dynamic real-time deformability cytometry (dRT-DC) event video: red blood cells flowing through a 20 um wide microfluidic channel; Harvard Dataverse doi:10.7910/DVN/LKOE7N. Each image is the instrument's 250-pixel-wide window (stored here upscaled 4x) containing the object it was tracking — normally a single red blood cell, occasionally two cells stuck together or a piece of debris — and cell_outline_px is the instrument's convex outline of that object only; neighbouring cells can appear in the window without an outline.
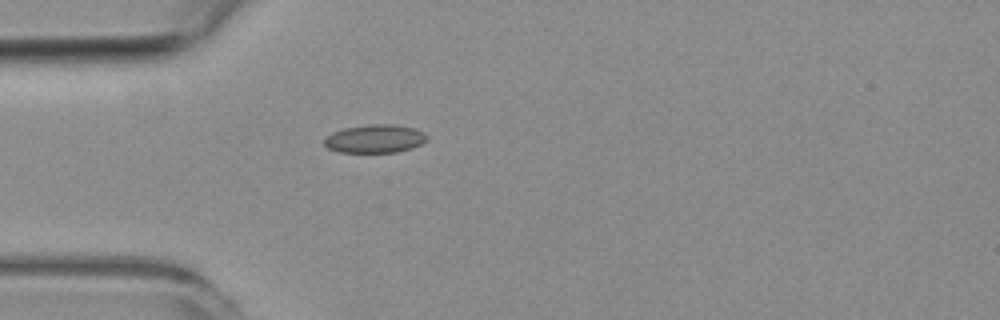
{"species": "common noctule bat (a hibernating species)", "species_latin": "Nyctalus noctula", "temperature_condition": "room temperature", "stored_images_in_passage": 4, "camera_frame_rate_fps": 3000, "um_per_image_px": 0.085, "animal": {"sex": "female", "body_mass_g": 19.3, "forearm_length_mm": 54.1}, "frame": {"image": 1, "passage_image": 4, "time_ms": 4.333, "image_size_px": [1000, 320], "cell_outline_px": [[428, 140], [412, 148], [396, 152], [340, 152], [328, 148], [324, 144], [324, 140], [332, 132], [344, 128], [372, 124], [396, 124], [412, 128], [428, 136]], "centroid_in_image_um": [31.86, 11.79], "position_along_channel_um": 53.1, "area_um2": 16.76}}